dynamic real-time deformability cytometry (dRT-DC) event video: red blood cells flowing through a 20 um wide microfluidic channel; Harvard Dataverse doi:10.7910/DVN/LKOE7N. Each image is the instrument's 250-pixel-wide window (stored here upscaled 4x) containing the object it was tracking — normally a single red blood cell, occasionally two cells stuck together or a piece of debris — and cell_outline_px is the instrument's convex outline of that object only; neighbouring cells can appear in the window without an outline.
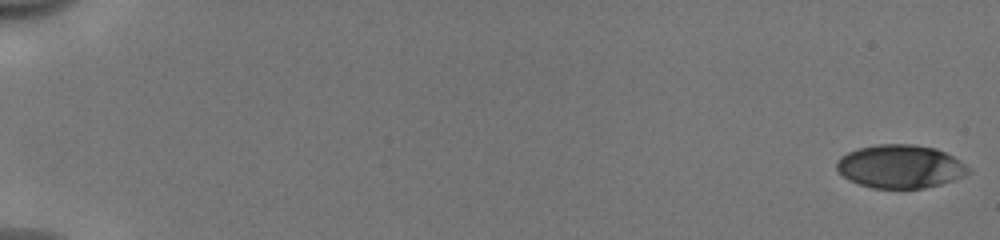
{"species": "human", "species_latin": "Homo sapiens", "temperature_condition": "cold", "stored_images_in_passage": 54, "camera_frame_rate_fps": 3000, "um_per_image_px": 0.085, "donor": {"sex": "male"}, "frame": {"image": 1, "passage_image": 1, "time_ms": 0.0, "image_size_px": [1000, 240], "cell_outline_px": [[972, 172], [964, 176], [940, 184], [924, 188], [872, 188], [860, 184], [844, 176], [836, 168], [836, 160], [840, 156], [848, 152], [860, 148], [880, 144], [912, 144], [936, 148], [952, 156], [964, 164]], "centroid_in_image_um": [76.52, 14.15], "position_along_channel_um": 8.5, "area_um2": 32.95}}
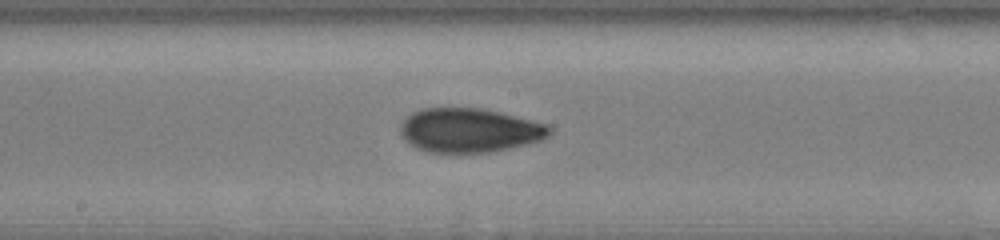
{"frame": {"image": 2, "passage_image": 31, "time_ms": 10.0, "image_size_px": [1000, 240], "cell_outline_px": [[552, 132], [548, 136], [540, 140], [528, 144], [488, 152], [428, 152], [416, 148], [400, 132], [400, 128], [404, 120], [412, 112], [424, 108], [480, 108], [500, 112], [548, 124], [552, 128]], "centroid_in_image_um": [39.94, 11.07], "position_along_channel_um": 208.3, "area_um2": 38.03}}
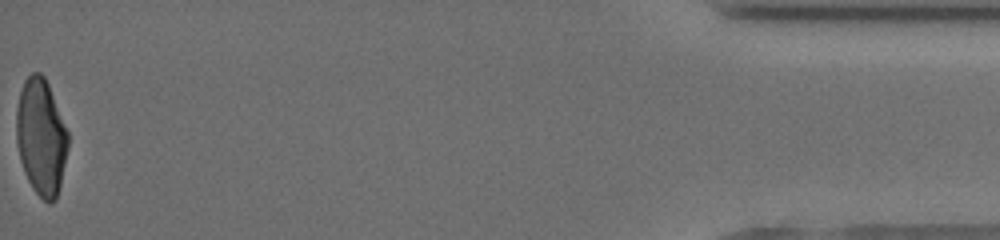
{"frame": {"image": 3, "passage_image": 54, "time_ms": 17.667, "image_size_px": [1000, 240], "cell_outline_px": [[68, 148], [60, 184], [56, 200], [48, 204], [32, 188], [24, 172], [20, 160], [16, 144], [16, 108], [20, 92], [24, 80], [32, 72], [40, 72], [44, 76], [48, 84], [68, 132]], "centroid_in_image_um": [3.48, 11.64], "position_along_channel_um": 431.7, "area_um2": 35.08}, "authors_computed_cell_mechanics": {"area_um2": 35.6626, "velocity_mm_per_s": 3.9827, "shape_relaxation_time_tau1_ms": 3.6261, "shape_relaxation_time_tau2_ms": 1.7512, "deformation_change_tau1": 0.1648, "deformation_change_tau2": 0.0794}}